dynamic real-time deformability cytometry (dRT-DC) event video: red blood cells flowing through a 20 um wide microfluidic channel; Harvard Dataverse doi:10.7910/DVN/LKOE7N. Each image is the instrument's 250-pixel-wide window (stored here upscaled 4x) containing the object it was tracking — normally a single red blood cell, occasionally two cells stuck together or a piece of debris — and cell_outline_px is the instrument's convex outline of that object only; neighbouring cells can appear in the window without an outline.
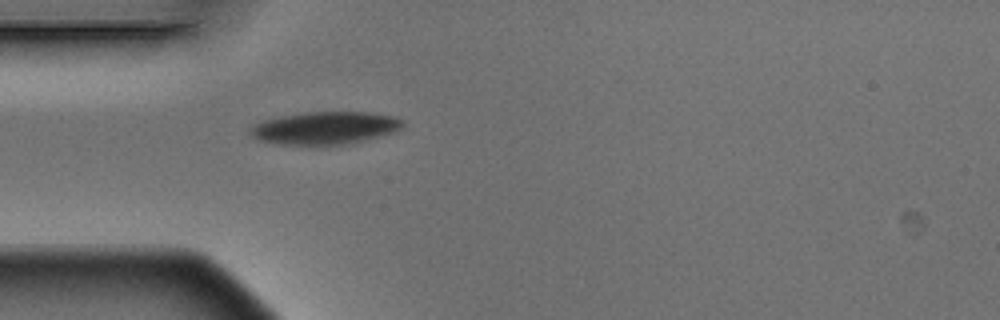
{"species": "Egyptian fruit bat (a non-hibernating species)", "species_latin": "Rousettus aegyptiacus", "temperature_condition": "warm", "stored_images_in_passage": 5, "camera_frame_rate_fps": 3000, "um_per_image_px": 0.085, "animal": {"sex": "male"}, "frame": {"image": 1, "passage_image": 5, "time_ms": 1.333, "image_size_px": [1000, 320], "cell_outline_px": [[404, 124], [396, 132], [364, 140], [344, 144], [276, 144], [260, 140], [252, 136], [248, 132], [256, 124], [264, 120], [280, 116], [304, 112], [372, 112], [392, 116], [404, 120]], "centroid_in_image_um": [27.65, 10.86], "position_along_channel_um": 57.3, "area_um2": 28.78}}